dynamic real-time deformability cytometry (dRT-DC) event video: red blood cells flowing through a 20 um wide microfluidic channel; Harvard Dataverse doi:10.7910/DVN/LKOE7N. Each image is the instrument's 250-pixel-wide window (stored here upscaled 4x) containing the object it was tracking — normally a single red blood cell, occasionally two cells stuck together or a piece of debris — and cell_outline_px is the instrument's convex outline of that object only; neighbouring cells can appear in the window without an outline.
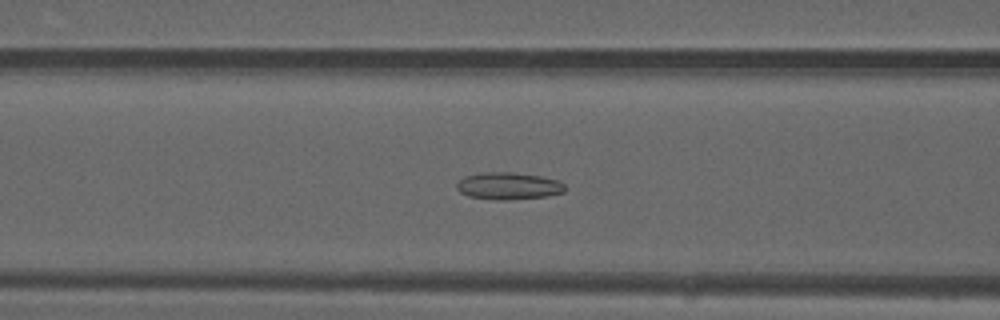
{"species": "common noctule bat (a hibernating species)", "species_latin": "Nyctalus noctula", "temperature_condition": "warm", "stored_images_in_passage": 50, "camera_frame_rate_fps": 3000, "um_per_image_px": 0.085, "animal": {"sex": "male", "forearm_length_mm": 52.5}, "frame": {"image": 1, "passage_image": 20, "time_ms": 6.333, "image_size_px": [1000, 320], "cell_outline_px": [[564, 192], [548, 196], [508, 200], [496, 200], [468, 196], [460, 192], [456, 188], [456, 184], [464, 176], [484, 172], [508, 172], [540, 176], [556, 180], [564, 184]], "centroid_in_image_um": [43.19, 15.81], "position_along_channel_um": 123.4, "area_um2": 17.05}}
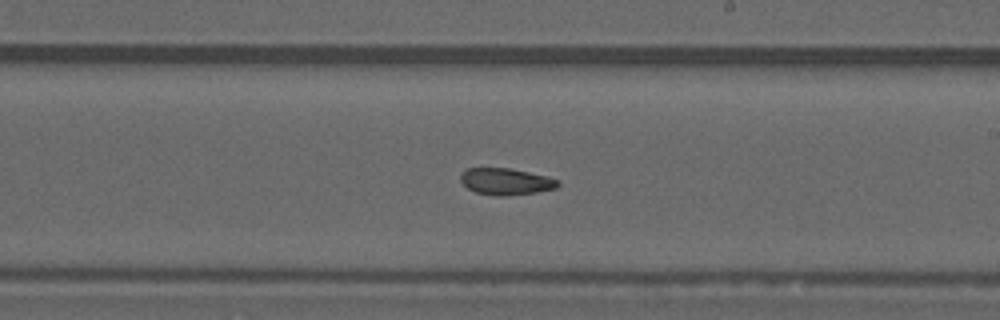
{"frame": {"image": 2, "passage_image": 29, "time_ms": 9.333, "image_size_px": [1000, 320], "cell_outline_px": [[560, 184], [556, 188], [536, 192], [504, 196], [496, 196], [476, 192], [468, 188], [460, 180], [460, 176], [468, 168], [508, 168], [548, 176], [560, 180]], "centroid_in_image_um": [43.03, 15.43], "position_along_channel_um": 246.0, "area_um2": 15.03}}
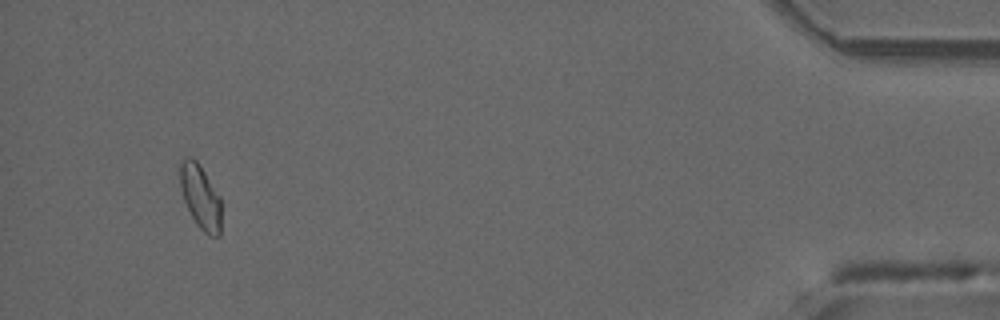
{"frame": {"image": 3, "passage_image": 47, "time_ms": 15.333, "image_size_px": [1000, 320], "cell_outline_px": [[220, 236], [208, 236], [196, 224], [184, 200], [180, 188], [180, 160], [184, 156], [192, 156], [200, 164], [220, 196]], "centroid_in_image_um": [17.02, 16.68], "position_along_channel_um": 418.2, "area_um2": 15.55}, "authors_computed_cell_mechanics": {"area_um2": 15.7794, "velocity_mm_per_s": 4.1063, "shape_relaxation_time_tau1_ms": null, "shape_relaxation_time_tau2_ms": 6.5801, "deformation_change_tau1": null, "deformation_change_tau2": 0.0992}}